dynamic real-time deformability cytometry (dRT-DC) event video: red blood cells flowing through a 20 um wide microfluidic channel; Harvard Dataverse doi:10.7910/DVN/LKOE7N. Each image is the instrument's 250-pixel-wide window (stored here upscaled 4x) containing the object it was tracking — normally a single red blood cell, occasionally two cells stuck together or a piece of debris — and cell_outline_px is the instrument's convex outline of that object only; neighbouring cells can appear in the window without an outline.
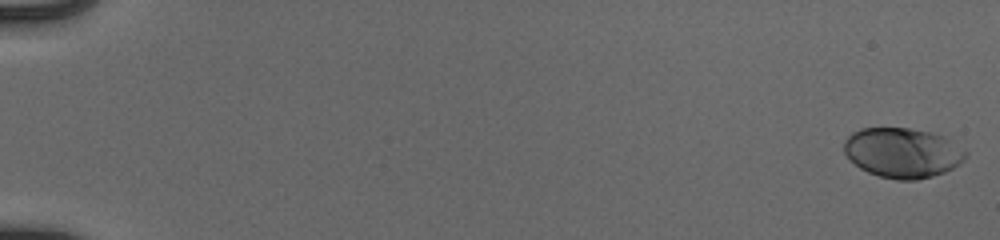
{"species": "human", "species_latin": "Homo sapiens", "temperature_condition": "cold", "stored_images_in_passage": 52, "camera_frame_rate_fps": 3000, "um_per_image_px": 0.085, "donor": {"sex": "male"}, "frame": {"image": 1, "passage_image": 1, "time_ms": 0.0, "image_size_px": [1000, 240], "cell_outline_px": [[968, 152], [964, 160], [952, 168], [944, 172], [932, 176], [916, 180], [896, 180], [880, 176], [868, 172], [860, 168], [844, 152], [844, 140], [852, 132], [860, 128], [908, 128], [932, 132], [944, 136]], "centroid_in_image_um": [76.72, 12.97], "position_along_channel_um": 8.3, "area_um2": 35.32}}
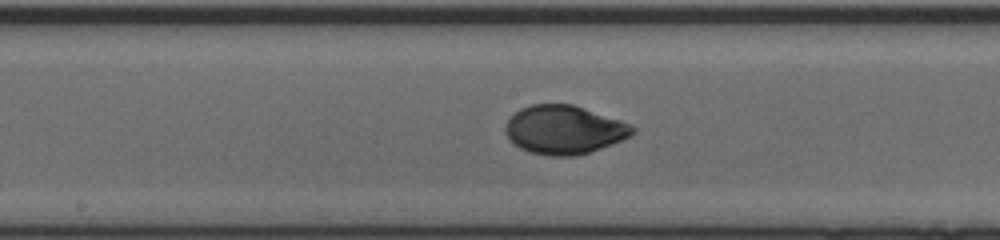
{"frame": {"image": 2, "passage_image": 31, "time_ms": 10.0, "image_size_px": [1000, 240], "cell_outline_px": [[636, 132], [624, 140], [576, 156], [548, 156], [528, 152], [520, 148], [508, 136], [504, 128], [504, 124], [520, 108], [532, 104], [572, 104], [632, 124], [636, 128]], "centroid_in_image_um": [47.97, 11.03], "position_along_channel_um": 200.2, "area_um2": 36.01}}
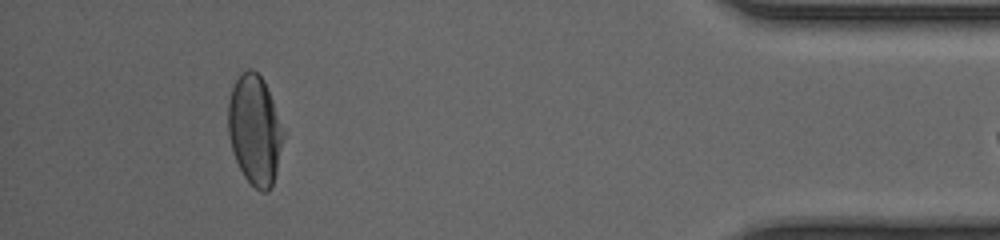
{"frame": {"image": 3, "passage_image": 51, "time_ms": 16.667, "image_size_px": [1000, 240], "cell_outline_px": [[284, 136], [276, 172], [272, 184], [268, 192], [260, 192], [244, 176], [236, 160], [232, 148], [228, 132], [228, 100], [232, 88], [236, 80], [248, 68], [252, 68], [264, 80], [272, 100], [284, 132]], "centroid_in_image_um": [21.65, 11.05], "position_along_channel_um": 413.5, "area_um2": 34.85}}